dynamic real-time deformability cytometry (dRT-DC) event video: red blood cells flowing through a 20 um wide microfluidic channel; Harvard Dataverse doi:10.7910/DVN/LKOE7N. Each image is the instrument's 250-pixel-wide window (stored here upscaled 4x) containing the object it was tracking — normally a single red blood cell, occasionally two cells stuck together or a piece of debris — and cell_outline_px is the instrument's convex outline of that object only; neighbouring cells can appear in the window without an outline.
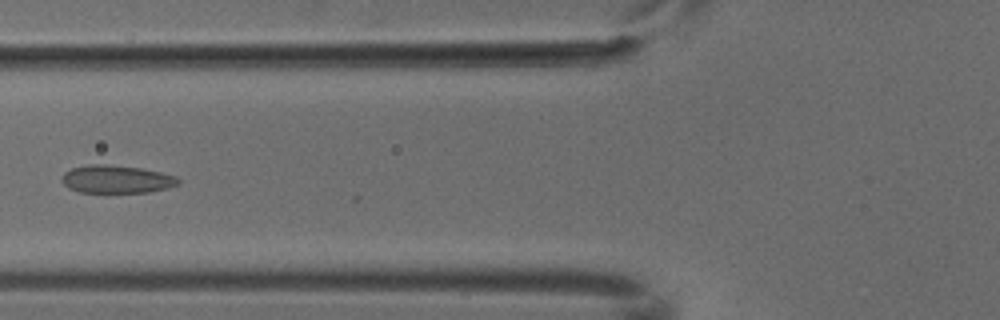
{"species": "common noctule bat (a hibernating species)", "species_latin": "Nyctalus noctula", "temperature_condition": "cold", "stored_images_in_passage": 5, "camera_frame_rate_fps": 3000, "um_per_image_px": 0.085, "animal": {"sex": "male", "body_mass_g": 18.8}, "frame": {"image": 1, "passage_image": 5, "time_ms": 1.333, "image_size_px": [1000, 320], "cell_outline_px": [[180, 184], [168, 188], [148, 192], [80, 192], [68, 188], [60, 180], [64, 172], [72, 168], [92, 164], [104, 164], [140, 168], [160, 172], [176, 176], [180, 180]], "centroid_in_image_um": [9.9, 15.23], "position_along_channel_um": 115.9, "area_um2": 18.9}}